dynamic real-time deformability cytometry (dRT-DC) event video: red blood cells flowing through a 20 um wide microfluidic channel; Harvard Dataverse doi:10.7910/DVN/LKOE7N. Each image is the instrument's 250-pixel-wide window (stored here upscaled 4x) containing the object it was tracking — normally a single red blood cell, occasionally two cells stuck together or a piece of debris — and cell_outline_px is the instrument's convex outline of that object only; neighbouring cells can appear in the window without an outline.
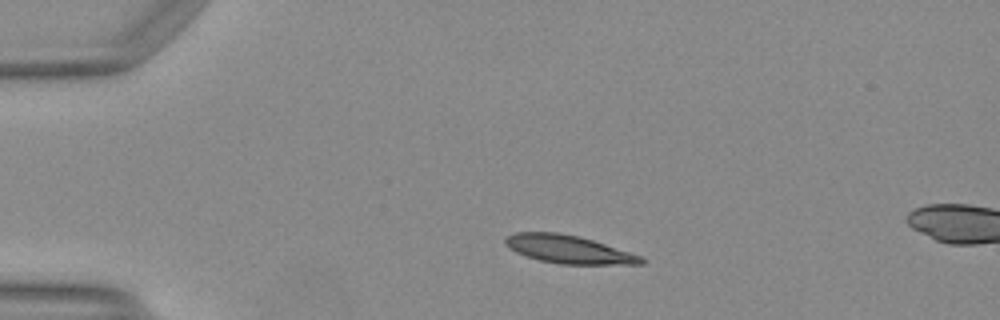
{"species": "Egyptian fruit bat (a non-hibernating species)", "species_latin": "Rousettus aegyptiacus", "temperature_condition": "warm", "stored_images_in_passage": 6, "camera_frame_rate_fps": 3000, "um_per_image_px": 0.085, "animal": {"sex": "female"}, "frame": {"image": 1, "passage_image": 1, "time_ms": 0.0, "image_size_px": [1000, 320], "cell_outline_px": [[644, 264], [560, 264], [540, 260], [516, 252], [504, 244], [504, 240], [508, 236], [516, 232], [556, 232], [580, 236], [640, 256], [644, 260]], "centroid_in_image_um": [48.29, 21.19], "position_along_channel_um": 36.7, "area_um2": 21.85}}